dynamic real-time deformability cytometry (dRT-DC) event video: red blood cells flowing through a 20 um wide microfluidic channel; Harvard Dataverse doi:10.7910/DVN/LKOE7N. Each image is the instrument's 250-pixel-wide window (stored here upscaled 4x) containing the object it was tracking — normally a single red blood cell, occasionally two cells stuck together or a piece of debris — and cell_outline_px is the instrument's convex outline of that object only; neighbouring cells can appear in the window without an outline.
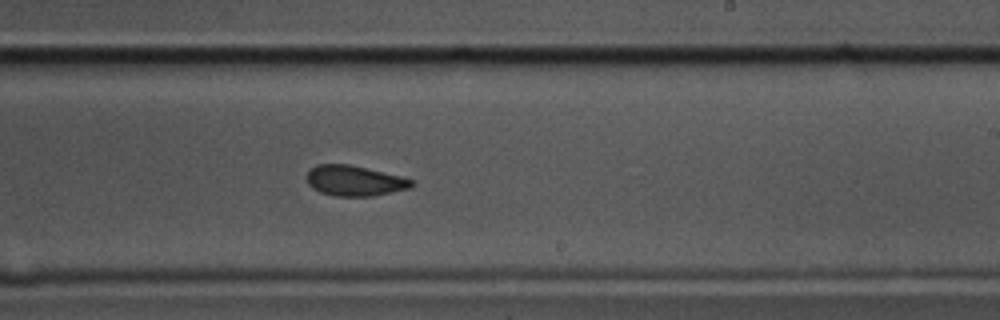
{"species": "common noctule bat (a hibernating species)", "species_latin": "Nyctalus noctula", "temperature_condition": "cold", "stored_images_in_passage": 25, "camera_frame_rate_fps": 3000, "um_per_image_px": 0.085, "animal": {"sex": "male", "body_mass_g": 17.5, "forearm_length_mm": 52.3}, "frame": {"image": 1, "passage_image": 22, "time_ms": 7.0, "image_size_px": [1000, 320], "cell_outline_px": [[416, 184], [412, 188], [372, 196], [336, 196], [320, 192], [312, 188], [308, 184], [308, 172], [316, 164], [348, 164], [400, 176], [412, 180]], "centroid_in_image_um": [30.16, 15.37], "position_along_channel_um": 258.8, "area_um2": 18.44}}